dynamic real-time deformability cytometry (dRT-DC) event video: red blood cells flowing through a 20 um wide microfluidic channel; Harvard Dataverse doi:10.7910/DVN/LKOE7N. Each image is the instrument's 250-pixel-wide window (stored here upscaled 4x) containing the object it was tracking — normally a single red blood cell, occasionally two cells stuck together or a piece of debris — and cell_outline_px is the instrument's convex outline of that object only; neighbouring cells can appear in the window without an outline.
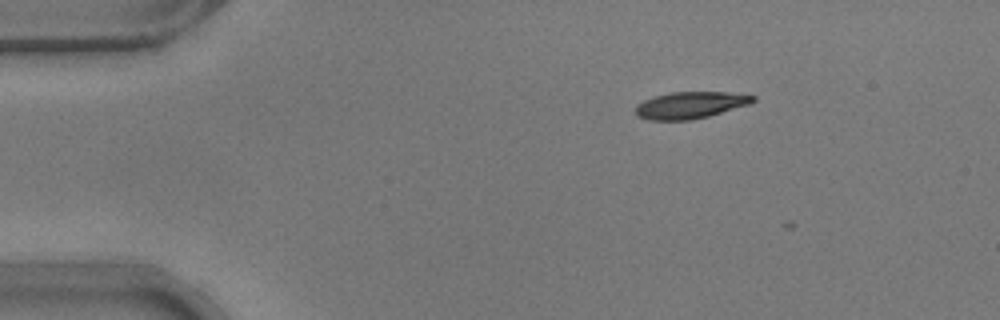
{"species": "common noctule bat (a hibernating species)", "species_latin": "Nyctalus noctula", "temperature_condition": "warm", "stored_images_in_passage": 7, "camera_frame_rate_fps": 3000, "um_per_image_px": 0.085, "animal": {"sex": "male", "body_mass_g": 17.9}, "frame": {"image": 1, "passage_image": 2, "time_ms": 0.333, "image_size_px": [1000, 320], "cell_outline_px": [[756, 100], [748, 104], [708, 116], [692, 120], [648, 120], [636, 116], [636, 104], [644, 100], [656, 96], [672, 92], [728, 92], [756, 96]], "centroid_in_image_um": [58.65, 8.94], "position_along_channel_um": 26.4, "area_um2": 18.21}}